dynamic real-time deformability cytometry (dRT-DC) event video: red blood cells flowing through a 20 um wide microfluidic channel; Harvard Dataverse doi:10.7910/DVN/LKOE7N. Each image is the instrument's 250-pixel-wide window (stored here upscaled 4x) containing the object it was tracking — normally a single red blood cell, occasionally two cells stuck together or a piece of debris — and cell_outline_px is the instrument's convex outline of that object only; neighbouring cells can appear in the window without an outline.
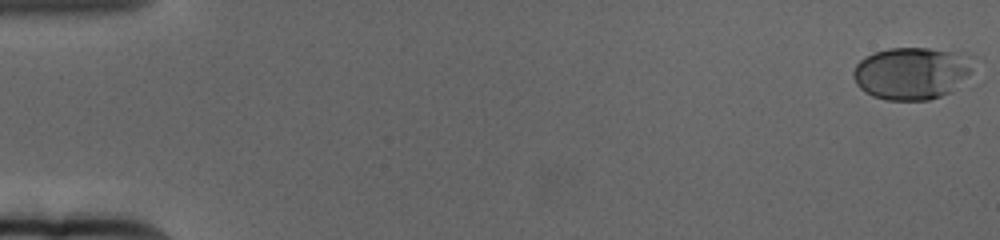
{"species": "human", "species_latin": "Homo sapiens", "temperature_condition": "cold", "stored_images_in_passage": 21, "camera_frame_rate_fps": 3000, "um_per_image_px": 0.085, "donor": {"sex": "female"}, "frame": {"image": 1, "passage_image": 1, "time_ms": 0.0, "image_size_px": [1000, 240], "cell_outline_px": [[976, 76], [952, 92], [928, 100], [888, 100], [872, 96], [864, 92], [856, 84], [852, 76], [852, 72], [856, 64], [860, 60], [872, 52], [888, 48], [928, 48], [952, 52], [968, 56]], "centroid_in_image_um": [77.53, 6.24], "position_along_channel_um": 7.5, "area_um2": 37.28}}
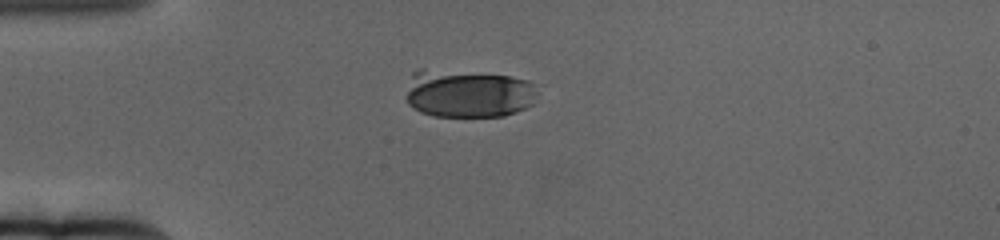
{"frame": {"image": 2, "passage_image": 18, "time_ms": 5.667, "image_size_px": [1000, 240], "cell_outline_px": [[536, 92], [532, 104], [516, 112], [504, 116], [432, 116], [420, 112], [412, 108], [408, 104], [408, 92], [412, 72], [420, 68], [424, 68], [508, 76], [528, 80], [532, 84]], "centroid_in_image_um": [39.75, 7.95], "position_along_channel_um": 45.2, "area_um2": 36.59}}